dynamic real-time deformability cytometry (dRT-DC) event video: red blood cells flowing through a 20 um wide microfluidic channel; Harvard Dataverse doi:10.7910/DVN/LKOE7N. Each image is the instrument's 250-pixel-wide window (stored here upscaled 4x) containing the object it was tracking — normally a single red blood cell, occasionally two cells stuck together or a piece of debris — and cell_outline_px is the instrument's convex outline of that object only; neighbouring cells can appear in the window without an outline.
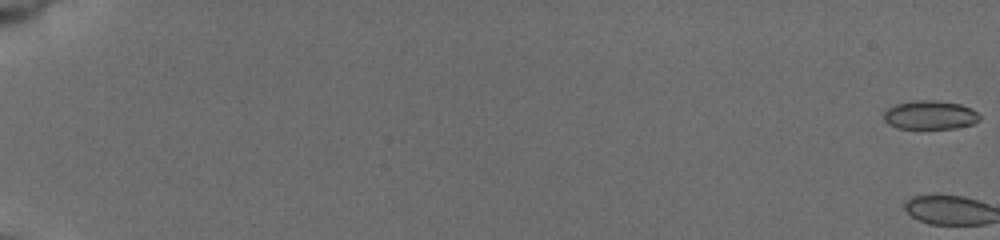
{"species": "common noctule bat (a hibernating species)", "species_latin": "Nyctalus noctula", "temperature_condition": "cold", "stored_images_in_passage": 2, "camera_frame_rate_fps": 3000, "um_per_image_px": 0.085, "animal": {"sex": "female", "body_mass_g": 19.5, "forearm_length_mm": 54.1}, "frame": {"image": 1, "passage_image": 1, "time_ms": 0.0, "image_size_px": [1000, 240], "cell_outline_px": [[980, 120], [972, 124], [956, 128], [896, 128], [888, 124], [884, 120], [884, 112], [888, 108], [896, 104], [916, 100], [936, 100], [960, 104], [972, 108], [980, 116]], "centroid_in_image_um": [79.06, 9.77], "position_along_channel_um": 5.9, "area_um2": 16.07}}